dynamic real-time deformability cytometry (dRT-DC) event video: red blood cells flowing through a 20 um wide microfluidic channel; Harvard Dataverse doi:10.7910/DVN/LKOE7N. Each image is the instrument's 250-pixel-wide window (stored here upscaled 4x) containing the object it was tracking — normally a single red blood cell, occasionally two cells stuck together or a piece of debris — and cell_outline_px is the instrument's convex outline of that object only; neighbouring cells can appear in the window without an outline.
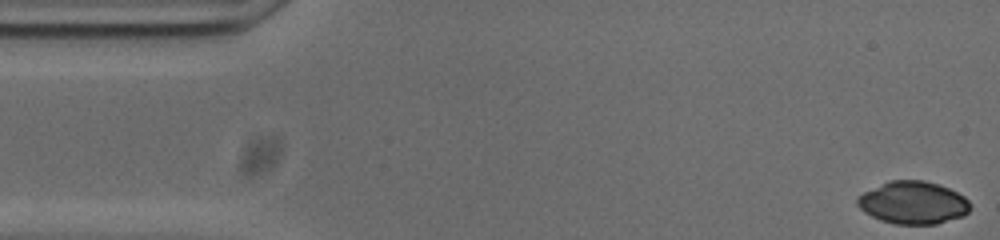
{"species": "common noctule bat (a hibernating species)", "species_latin": "Nyctalus noctula", "temperature_condition": "cold", "stored_images_in_passage": 53, "camera_frame_rate_fps": 3000, "um_per_image_px": 0.085, "animal": {"sex": "male", "body_mass_g": 20.0, "forearm_length_mm": 53.3}, "frame": {"image": 1, "passage_image": 1, "time_ms": 0.0, "image_size_px": [1000, 240], "cell_outline_px": [[972, 208], [964, 216], [936, 224], [896, 224], [880, 220], [864, 212], [856, 204], [856, 196], [888, 180], [924, 180], [940, 184], [964, 196], [968, 200]], "centroid_in_image_um": [77.61, 17.22], "position_along_channel_um": 7.4, "area_um2": 28.26}}
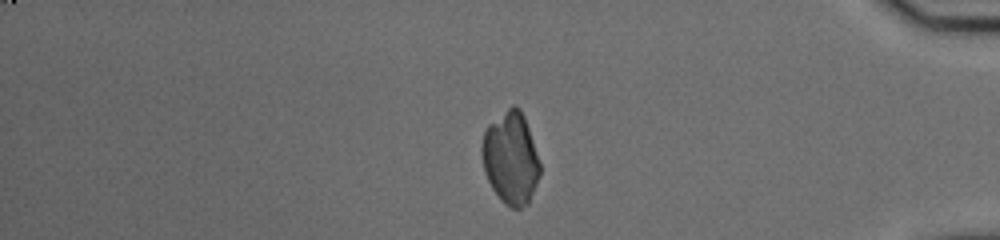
{"frame": {"image": 2, "passage_image": 44, "time_ms": 14.333, "image_size_px": [1000, 240], "cell_outline_px": [[540, 172], [536, 184], [528, 204], [520, 208], [512, 208], [504, 204], [500, 200], [492, 188], [484, 172], [480, 152], [480, 148], [484, 128], [488, 124], [512, 104], [516, 104], [520, 108], [524, 116], [540, 164]], "centroid_in_image_um": [43.37, 13.42], "position_along_channel_um": 391.8, "area_um2": 31.44}}
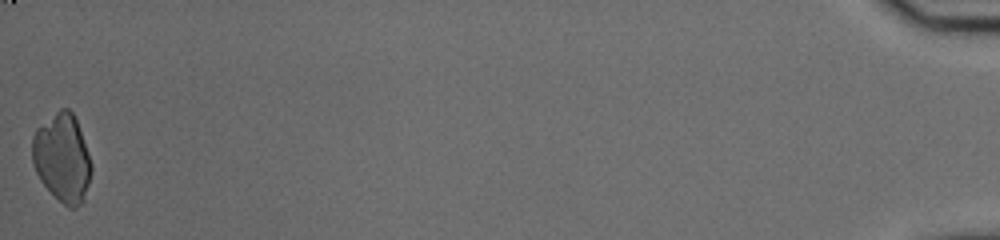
{"frame": {"image": 3, "passage_image": 53, "time_ms": 17.333, "image_size_px": [1000, 240], "cell_outline_px": [[92, 172], [84, 200], [76, 208], [68, 208], [40, 180], [32, 164], [32, 136], [36, 128], [60, 108], [68, 108], [72, 112], [76, 120], [88, 152], [92, 164]], "centroid_in_image_um": [5.29, 13.41], "position_along_channel_um": 429.9, "area_um2": 30.35}}